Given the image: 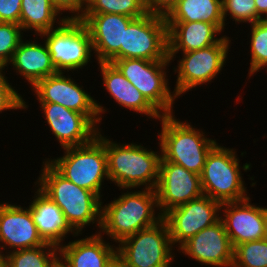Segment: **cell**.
Wrapping results in <instances>:
<instances>
[{
	"instance_id": "obj_1",
	"label": "cell",
	"mask_w": 267,
	"mask_h": 267,
	"mask_svg": "<svg viewBox=\"0 0 267 267\" xmlns=\"http://www.w3.org/2000/svg\"><path fill=\"white\" fill-rule=\"evenodd\" d=\"M43 165L37 187L59 206L70 226L78 234L91 222L101 228L102 199L63 177L47 159Z\"/></svg>"
},
{
	"instance_id": "obj_2",
	"label": "cell",
	"mask_w": 267,
	"mask_h": 267,
	"mask_svg": "<svg viewBox=\"0 0 267 267\" xmlns=\"http://www.w3.org/2000/svg\"><path fill=\"white\" fill-rule=\"evenodd\" d=\"M104 145L107 154L109 180L121 189L145 186L154 189L159 179L161 153L150 151L136 143L118 144L102 136H96Z\"/></svg>"
},
{
	"instance_id": "obj_3",
	"label": "cell",
	"mask_w": 267,
	"mask_h": 267,
	"mask_svg": "<svg viewBox=\"0 0 267 267\" xmlns=\"http://www.w3.org/2000/svg\"><path fill=\"white\" fill-rule=\"evenodd\" d=\"M156 207L158 208V203L154 189L142 188V191L135 192L127 190L119 198L102 206L99 233L103 232L116 243H120L136 232L159 222L163 216L159 212L155 216Z\"/></svg>"
},
{
	"instance_id": "obj_4",
	"label": "cell",
	"mask_w": 267,
	"mask_h": 267,
	"mask_svg": "<svg viewBox=\"0 0 267 267\" xmlns=\"http://www.w3.org/2000/svg\"><path fill=\"white\" fill-rule=\"evenodd\" d=\"M159 121L162 124L161 133L158 132L161 157L200 175L216 140L205 137L203 131L190 123L177 120L175 115H163Z\"/></svg>"
},
{
	"instance_id": "obj_5",
	"label": "cell",
	"mask_w": 267,
	"mask_h": 267,
	"mask_svg": "<svg viewBox=\"0 0 267 267\" xmlns=\"http://www.w3.org/2000/svg\"><path fill=\"white\" fill-rule=\"evenodd\" d=\"M63 150L64 156L47 161L63 177L101 198L102 182L109 180L105 145L95 137L88 144Z\"/></svg>"
},
{
	"instance_id": "obj_6",
	"label": "cell",
	"mask_w": 267,
	"mask_h": 267,
	"mask_svg": "<svg viewBox=\"0 0 267 267\" xmlns=\"http://www.w3.org/2000/svg\"><path fill=\"white\" fill-rule=\"evenodd\" d=\"M234 149L216 144L207 154L200 174L203 194L218 202H238L249 196Z\"/></svg>"
},
{
	"instance_id": "obj_7",
	"label": "cell",
	"mask_w": 267,
	"mask_h": 267,
	"mask_svg": "<svg viewBox=\"0 0 267 267\" xmlns=\"http://www.w3.org/2000/svg\"><path fill=\"white\" fill-rule=\"evenodd\" d=\"M45 37L51 62L57 72L82 69L93 51L88 28L80 19H65L57 28L39 35Z\"/></svg>"
},
{
	"instance_id": "obj_8",
	"label": "cell",
	"mask_w": 267,
	"mask_h": 267,
	"mask_svg": "<svg viewBox=\"0 0 267 267\" xmlns=\"http://www.w3.org/2000/svg\"><path fill=\"white\" fill-rule=\"evenodd\" d=\"M111 63L162 115H173L172 107L178 97L171 92L165 72L171 60L130 58Z\"/></svg>"
},
{
	"instance_id": "obj_9",
	"label": "cell",
	"mask_w": 267,
	"mask_h": 267,
	"mask_svg": "<svg viewBox=\"0 0 267 267\" xmlns=\"http://www.w3.org/2000/svg\"><path fill=\"white\" fill-rule=\"evenodd\" d=\"M173 244L162 218L155 225L144 228L122 240L117 253L125 260L127 267H172Z\"/></svg>"
},
{
	"instance_id": "obj_10",
	"label": "cell",
	"mask_w": 267,
	"mask_h": 267,
	"mask_svg": "<svg viewBox=\"0 0 267 267\" xmlns=\"http://www.w3.org/2000/svg\"><path fill=\"white\" fill-rule=\"evenodd\" d=\"M130 58L148 61L170 60L164 16L146 13L134 18L124 29L121 59Z\"/></svg>"
},
{
	"instance_id": "obj_11",
	"label": "cell",
	"mask_w": 267,
	"mask_h": 267,
	"mask_svg": "<svg viewBox=\"0 0 267 267\" xmlns=\"http://www.w3.org/2000/svg\"><path fill=\"white\" fill-rule=\"evenodd\" d=\"M230 42V38L224 35L214 45L181 53L183 56L178 61V68H173L175 73H178L174 88L177 97L197 87V85L206 84L215 79L226 63Z\"/></svg>"
},
{
	"instance_id": "obj_12",
	"label": "cell",
	"mask_w": 267,
	"mask_h": 267,
	"mask_svg": "<svg viewBox=\"0 0 267 267\" xmlns=\"http://www.w3.org/2000/svg\"><path fill=\"white\" fill-rule=\"evenodd\" d=\"M65 72H57L39 80L32 90L40 103H55L67 109L85 114L95 125L102 120L101 113L106 112L104 107L89 95L83 86L76 84ZM70 77V78H69Z\"/></svg>"
},
{
	"instance_id": "obj_13",
	"label": "cell",
	"mask_w": 267,
	"mask_h": 267,
	"mask_svg": "<svg viewBox=\"0 0 267 267\" xmlns=\"http://www.w3.org/2000/svg\"><path fill=\"white\" fill-rule=\"evenodd\" d=\"M221 203L207 195L193 199L186 204L172 208L163 215L167 223L171 242L179 247L204 228L220 220Z\"/></svg>"
},
{
	"instance_id": "obj_14",
	"label": "cell",
	"mask_w": 267,
	"mask_h": 267,
	"mask_svg": "<svg viewBox=\"0 0 267 267\" xmlns=\"http://www.w3.org/2000/svg\"><path fill=\"white\" fill-rule=\"evenodd\" d=\"M158 210L163 216L172 208L203 195L200 175L161 157L159 179L155 188Z\"/></svg>"
},
{
	"instance_id": "obj_15",
	"label": "cell",
	"mask_w": 267,
	"mask_h": 267,
	"mask_svg": "<svg viewBox=\"0 0 267 267\" xmlns=\"http://www.w3.org/2000/svg\"><path fill=\"white\" fill-rule=\"evenodd\" d=\"M40 105L50 130L63 149L90 143L100 130L85 114L55 103Z\"/></svg>"
},
{
	"instance_id": "obj_16",
	"label": "cell",
	"mask_w": 267,
	"mask_h": 267,
	"mask_svg": "<svg viewBox=\"0 0 267 267\" xmlns=\"http://www.w3.org/2000/svg\"><path fill=\"white\" fill-rule=\"evenodd\" d=\"M133 19L113 13L83 15L80 18L89 30L98 63L121 59L124 29Z\"/></svg>"
},
{
	"instance_id": "obj_17",
	"label": "cell",
	"mask_w": 267,
	"mask_h": 267,
	"mask_svg": "<svg viewBox=\"0 0 267 267\" xmlns=\"http://www.w3.org/2000/svg\"><path fill=\"white\" fill-rule=\"evenodd\" d=\"M178 250L206 266L232 267L234 248L221 220L189 238Z\"/></svg>"
},
{
	"instance_id": "obj_18",
	"label": "cell",
	"mask_w": 267,
	"mask_h": 267,
	"mask_svg": "<svg viewBox=\"0 0 267 267\" xmlns=\"http://www.w3.org/2000/svg\"><path fill=\"white\" fill-rule=\"evenodd\" d=\"M250 201L249 197L243 201L221 204L220 210L224 211L220 220L233 248L244 242L264 239V207Z\"/></svg>"
},
{
	"instance_id": "obj_19",
	"label": "cell",
	"mask_w": 267,
	"mask_h": 267,
	"mask_svg": "<svg viewBox=\"0 0 267 267\" xmlns=\"http://www.w3.org/2000/svg\"><path fill=\"white\" fill-rule=\"evenodd\" d=\"M0 242L2 249L10 248L9 252L46 244L38 233L30 207L0 203Z\"/></svg>"
},
{
	"instance_id": "obj_20",
	"label": "cell",
	"mask_w": 267,
	"mask_h": 267,
	"mask_svg": "<svg viewBox=\"0 0 267 267\" xmlns=\"http://www.w3.org/2000/svg\"><path fill=\"white\" fill-rule=\"evenodd\" d=\"M168 39V58L173 60L179 51L183 53L196 51L218 43L220 30L211 23L198 22H166ZM175 56V57H174Z\"/></svg>"
},
{
	"instance_id": "obj_21",
	"label": "cell",
	"mask_w": 267,
	"mask_h": 267,
	"mask_svg": "<svg viewBox=\"0 0 267 267\" xmlns=\"http://www.w3.org/2000/svg\"><path fill=\"white\" fill-rule=\"evenodd\" d=\"M36 190L34 199L29 207L33 221L42 239L46 243L60 247L68 233H72L75 237L78 236L79 234L67 222L59 206L39 188Z\"/></svg>"
},
{
	"instance_id": "obj_22",
	"label": "cell",
	"mask_w": 267,
	"mask_h": 267,
	"mask_svg": "<svg viewBox=\"0 0 267 267\" xmlns=\"http://www.w3.org/2000/svg\"><path fill=\"white\" fill-rule=\"evenodd\" d=\"M103 86L121 107L142 113L148 118L160 119L163 115L137 90L111 62L98 63Z\"/></svg>"
},
{
	"instance_id": "obj_23",
	"label": "cell",
	"mask_w": 267,
	"mask_h": 267,
	"mask_svg": "<svg viewBox=\"0 0 267 267\" xmlns=\"http://www.w3.org/2000/svg\"><path fill=\"white\" fill-rule=\"evenodd\" d=\"M13 65L16 73L25 77L31 87L39 80L57 73L51 62V56L46 43L39 44L31 40L23 39L13 53L9 64Z\"/></svg>"
},
{
	"instance_id": "obj_24",
	"label": "cell",
	"mask_w": 267,
	"mask_h": 267,
	"mask_svg": "<svg viewBox=\"0 0 267 267\" xmlns=\"http://www.w3.org/2000/svg\"><path fill=\"white\" fill-rule=\"evenodd\" d=\"M102 236L98 232V234L69 242L67 245L62 244L59 247V254L71 267H105L117 252V247L104 241Z\"/></svg>"
},
{
	"instance_id": "obj_25",
	"label": "cell",
	"mask_w": 267,
	"mask_h": 267,
	"mask_svg": "<svg viewBox=\"0 0 267 267\" xmlns=\"http://www.w3.org/2000/svg\"><path fill=\"white\" fill-rule=\"evenodd\" d=\"M165 18L166 22H208L214 24L221 33L225 27L222 0H179Z\"/></svg>"
},
{
	"instance_id": "obj_26",
	"label": "cell",
	"mask_w": 267,
	"mask_h": 267,
	"mask_svg": "<svg viewBox=\"0 0 267 267\" xmlns=\"http://www.w3.org/2000/svg\"><path fill=\"white\" fill-rule=\"evenodd\" d=\"M59 14L51 0H21L20 26L23 31L35 30L34 36L36 34L39 36L43 32L56 28L55 22L61 24L67 19L66 16L57 19Z\"/></svg>"
},
{
	"instance_id": "obj_27",
	"label": "cell",
	"mask_w": 267,
	"mask_h": 267,
	"mask_svg": "<svg viewBox=\"0 0 267 267\" xmlns=\"http://www.w3.org/2000/svg\"><path fill=\"white\" fill-rule=\"evenodd\" d=\"M59 247L46 243L35 248L8 252V267H49L59 254Z\"/></svg>"
},
{
	"instance_id": "obj_28",
	"label": "cell",
	"mask_w": 267,
	"mask_h": 267,
	"mask_svg": "<svg viewBox=\"0 0 267 267\" xmlns=\"http://www.w3.org/2000/svg\"><path fill=\"white\" fill-rule=\"evenodd\" d=\"M122 14L132 18H138L147 12L142 0H87L83 15L93 14Z\"/></svg>"
},
{
	"instance_id": "obj_29",
	"label": "cell",
	"mask_w": 267,
	"mask_h": 267,
	"mask_svg": "<svg viewBox=\"0 0 267 267\" xmlns=\"http://www.w3.org/2000/svg\"><path fill=\"white\" fill-rule=\"evenodd\" d=\"M232 267H267V240L248 241L235 246Z\"/></svg>"
},
{
	"instance_id": "obj_30",
	"label": "cell",
	"mask_w": 267,
	"mask_h": 267,
	"mask_svg": "<svg viewBox=\"0 0 267 267\" xmlns=\"http://www.w3.org/2000/svg\"><path fill=\"white\" fill-rule=\"evenodd\" d=\"M251 62L249 76L267 67V23L262 20L251 24Z\"/></svg>"
},
{
	"instance_id": "obj_31",
	"label": "cell",
	"mask_w": 267,
	"mask_h": 267,
	"mask_svg": "<svg viewBox=\"0 0 267 267\" xmlns=\"http://www.w3.org/2000/svg\"><path fill=\"white\" fill-rule=\"evenodd\" d=\"M22 31L18 24L0 22V67L3 70L9 65L13 53L22 40Z\"/></svg>"
},
{
	"instance_id": "obj_32",
	"label": "cell",
	"mask_w": 267,
	"mask_h": 267,
	"mask_svg": "<svg viewBox=\"0 0 267 267\" xmlns=\"http://www.w3.org/2000/svg\"><path fill=\"white\" fill-rule=\"evenodd\" d=\"M222 15L224 22L230 15L235 22L253 24L257 22L255 0H222Z\"/></svg>"
},
{
	"instance_id": "obj_33",
	"label": "cell",
	"mask_w": 267,
	"mask_h": 267,
	"mask_svg": "<svg viewBox=\"0 0 267 267\" xmlns=\"http://www.w3.org/2000/svg\"><path fill=\"white\" fill-rule=\"evenodd\" d=\"M22 96L9 84L6 76L0 74V112L8 110L26 109L28 105Z\"/></svg>"
},
{
	"instance_id": "obj_34",
	"label": "cell",
	"mask_w": 267,
	"mask_h": 267,
	"mask_svg": "<svg viewBox=\"0 0 267 267\" xmlns=\"http://www.w3.org/2000/svg\"><path fill=\"white\" fill-rule=\"evenodd\" d=\"M21 0H0V22L20 25Z\"/></svg>"
},
{
	"instance_id": "obj_35",
	"label": "cell",
	"mask_w": 267,
	"mask_h": 267,
	"mask_svg": "<svg viewBox=\"0 0 267 267\" xmlns=\"http://www.w3.org/2000/svg\"><path fill=\"white\" fill-rule=\"evenodd\" d=\"M54 7L61 13L71 12L72 16H67V19H80L86 9L87 0H51Z\"/></svg>"
},
{
	"instance_id": "obj_36",
	"label": "cell",
	"mask_w": 267,
	"mask_h": 267,
	"mask_svg": "<svg viewBox=\"0 0 267 267\" xmlns=\"http://www.w3.org/2000/svg\"><path fill=\"white\" fill-rule=\"evenodd\" d=\"M147 13L166 17L179 0H142Z\"/></svg>"
},
{
	"instance_id": "obj_37",
	"label": "cell",
	"mask_w": 267,
	"mask_h": 267,
	"mask_svg": "<svg viewBox=\"0 0 267 267\" xmlns=\"http://www.w3.org/2000/svg\"><path fill=\"white\" fill-rule=\"evenodd\" d=\"M105 267H127V266L125 260L116 252L105 264Z\"/></svg>"
},
{
	"instance_id": "obj_38",
	"label": "cell",
	"mask_w": 267,
	"mask_h": 267,
	"mask_svg": "<svg viewBox=\"0 0 267 267\" xmlns=\"http://www.w3.org/2000/svg\"><path fill=\"white\" fill-rule=\"evenodd\" d=\"M257 10V22L267 13V0H255Z\"/></svg>"
},
{
	"instance_id": "obj_39",
	"label": "cell",
	"mask_w": 267,
	"mask_h": 267,
	"mask_svg": "<svg viewBox=\"0 0 267 267\" xmlns=\"http://www.w3.org/2000/svg\"><path fill=\"white\" fill-rule=\"evenodd\" d=\"M49 267H71L65 259L58 254L55 259L51 262Z\"/></svg>"
},
{
	"instance_id": "obj_40",
	"label": "cell",
	"mask_w": 267,
	"mask_h": 267,
	"mask_svg": "<svg viewBox=\"0 0 267 267\" xmlns=\"http://www.w3.org/2000/svg\"><path fill=\"white\" fill-rule=\"evenodd\" d=\"M3 249L0 248V267H8V255H7V252L6 255L5 253L2 254L3 252Z\"/></svg>"
},
{
	"instance_id": "obj_41",
	"label": "cell",
	"mask_w": 267,
	"mask_h": 267,
	"mask_svg": "<svg viewBox=\"0 0 267 267\" xmlns=\"http://www.w3.org/2000/svg\"><path fill=\"white\" fill-rule=\"evenodd\" d=\"M264 239L267 240V208L264 207Z\"/></svg>"
},
{
	"instance_id": "obj_42",
	"label": "cell",
	"mask_w": 267,
	"mask_h": 267,
	"mask_svg": "<svg viewBox=\"0 0 267 267\" xmlns=\"http://www.w3.org/2000/svg\"><path fill=\"white\" fill-rule=\"evenodd\" d=\"M263 22L267 23V13L265 14V16H263V18L261 19Z\"/></svg>"
}]
</instances>
